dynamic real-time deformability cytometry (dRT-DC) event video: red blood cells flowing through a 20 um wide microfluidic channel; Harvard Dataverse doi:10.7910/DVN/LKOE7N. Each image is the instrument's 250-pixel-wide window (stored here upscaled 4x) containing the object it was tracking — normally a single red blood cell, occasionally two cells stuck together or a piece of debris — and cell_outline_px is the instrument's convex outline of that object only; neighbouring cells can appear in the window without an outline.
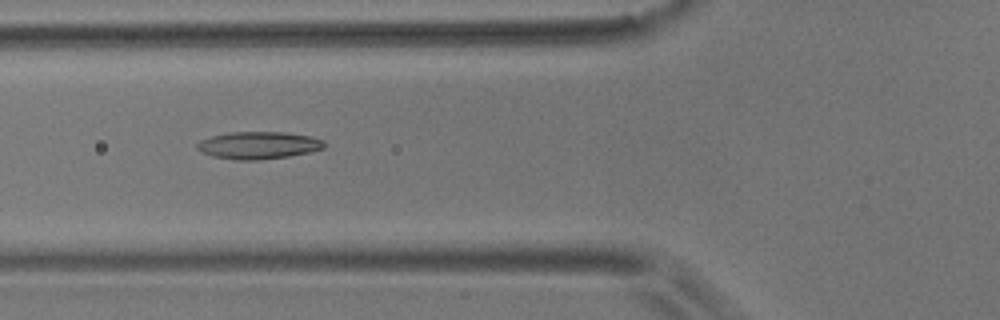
{"species": "common noctule bat (a hibernating species)", "species_latin": "Nyctalus noctula", "temperature_condition": "room temperature", "stored_images_in_passage": 6, "camera_frame_rate_fps": 3000, "um_per_image_px": 0.085, "animal": {"sex": "male", "body_mass_g": 17.9}, "frame": {"image": 1, "passage_image": 5, "time_ms": 5.333, "image_size_px": [1000, 320], "cell_outline_px": [[324, 148], [308, 152], [288, 156], [260, 160], [236, 160], [212, 156], [200, 152], [196, 148], [196, 144], [200, 140], [212, 136], [228, 132], [284, 132], [312, 136], [324, 140]], "centroid_in_image_um": [21.94, 12.34], "position_along_channel_um": 103.9, "area_um2": 20.35}}
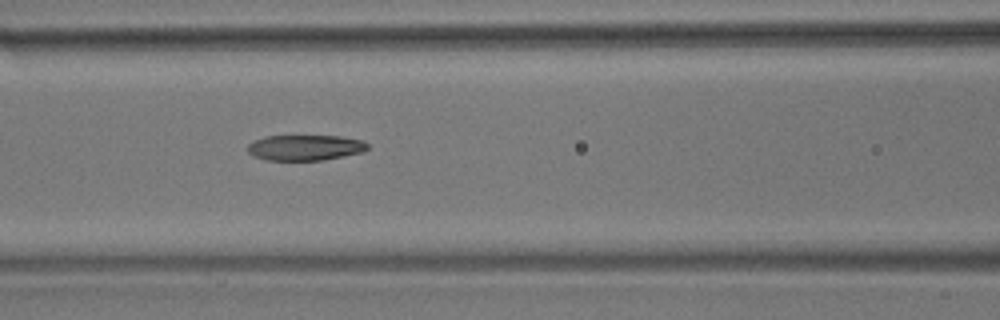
{"frame": {"image": 2, "passage_image": 6, "time_ms": 6.333, "image_size_px": [1000, 320], "cell_outline_px": [[368, 148], [364, 152], [324, 160], [264, 160], [252, 156], [248, 152], [248, 144], [252, 140], [264, 136], [340, 136], [364, 140], [368, 144]], "centroid_in_image_um": [25.92, 12.54], "position_along_channel_um": 140.7, "area_um2": 18.15}}